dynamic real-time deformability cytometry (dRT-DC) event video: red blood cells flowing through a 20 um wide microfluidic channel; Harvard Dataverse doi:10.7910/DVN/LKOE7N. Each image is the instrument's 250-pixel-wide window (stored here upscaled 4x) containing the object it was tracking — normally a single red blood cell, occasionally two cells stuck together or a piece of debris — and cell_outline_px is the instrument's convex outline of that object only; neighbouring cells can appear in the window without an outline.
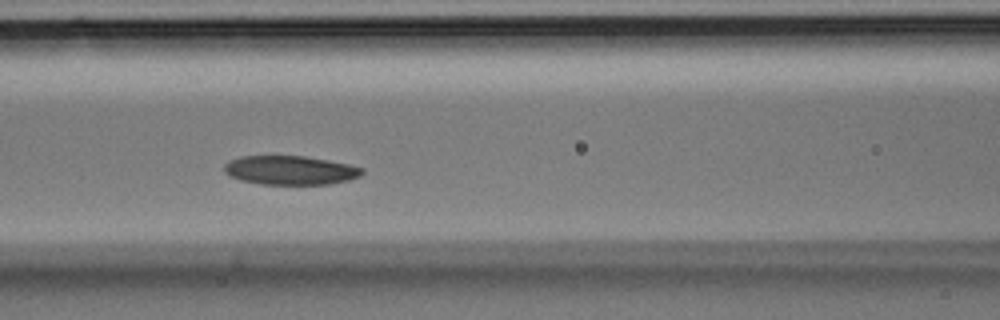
{"species": "Egyptian fruit bat (a non-hibernating species)", "species_latin": "Rousettus aegyptiacus", "temperature_condition": "room temperature", "stored_images_in_passage": 34, "camera_frame_rate_fps": 3000, "um_per_image_px": 0.085, "animal": {"sex": "male"}, "frame": {"image": 1, "passage_image": 13, "time_ms": 4.0, "image_size_px": [1000, 320], "cell_outline_px": [[364, 172], [360, 176], [348, 180], [328, 184], [260, 184], [240, 180], [228, 176], [224, 172], [224, 164], [228, 160], [240, 156], [304, 156], [328, 160], [348, 164], [364, 168]], "centroid_in_image_um": [24.63, 14.47], "position_along_channel_um": 142.0, "area_um2": 23.41}}
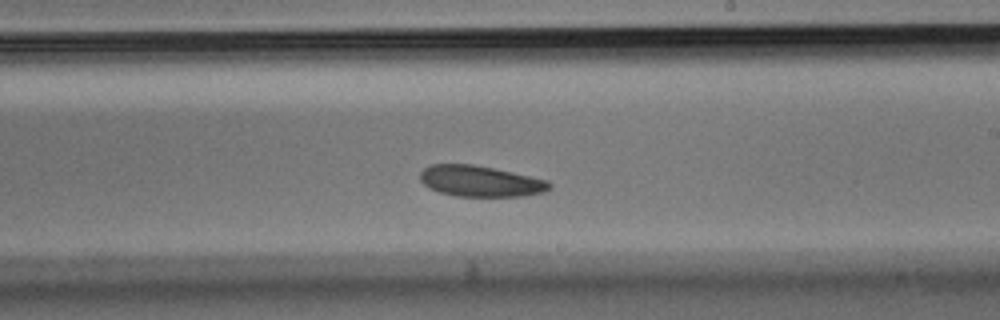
{"frame": {"image": 2, "passage_image": 19, "time_ms": 6.0, "image_size_px": [1000, 320], "cell_outline_px": [[552, 188], [544, 192], [524, 196], [456, 196], [440, 192], [428, 188], [420, 180], [420, 172], [424, 168], [432, 164], [472, 164], [512, 172], [548, 180], [552, 184]], "centroid_in_image_um": [40.84, 15.4], "position_along_channel_um": 248.2, "area_um2": 23.35}}
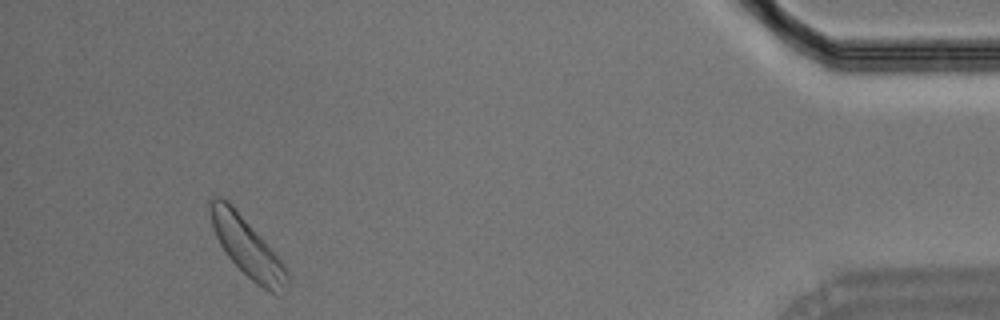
{"frame": {"image": 3, "passage_image": 32, "time_ms": 10.333, "image_size_px": [1000, 320], "cell_outline_px": [[288, 292], [284, 296], [276, 296], [256, 284], [228, 256], [220, 244], [216, 236], [212, 224], [208, 204], [208, 200], [216, 196], [220, 196], [228, 200], [284, 264], [288, 272]], "centroid_in_image_um": [21.04, 21.06], "position_along_channel_um": 414.2, "area_um2": 26.18}}